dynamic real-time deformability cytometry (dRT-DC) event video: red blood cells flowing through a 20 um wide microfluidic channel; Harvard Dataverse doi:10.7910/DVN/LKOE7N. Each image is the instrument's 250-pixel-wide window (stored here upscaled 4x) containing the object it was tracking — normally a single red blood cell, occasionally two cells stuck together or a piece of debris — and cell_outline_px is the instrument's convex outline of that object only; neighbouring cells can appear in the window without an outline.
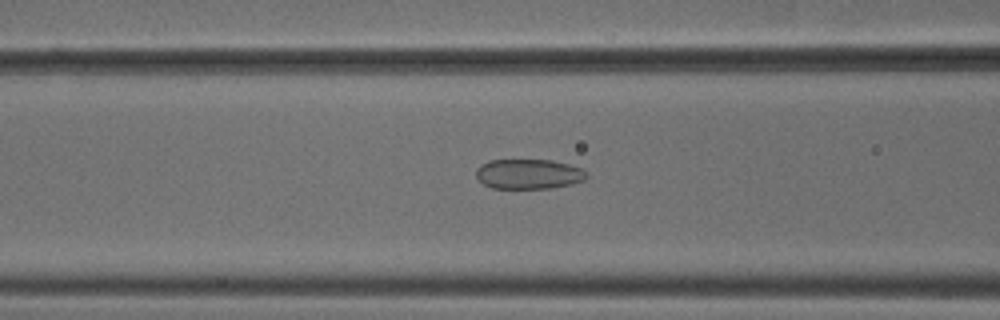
{"species": "common noctule bat (a hibernating species)", "species_latin": "Nyctalus noctula", "temperature_condition": "cold", "stored_images_in_passage": 52, "camera_frame_rate_fps": 3000, "um_per_image_px": 0.085, "animal": {"sex": "male", "body_mass_g": 18.8}, "frame": {"image": 1, "passage_image": 21, "time_ms": 6.667, "image_size_px": [1000, 320], "cell_outline_px": [[588, 176], [584, 180], [572, 184], [552, 188], [492, 188], [484, 184], [476, 176], [476, 168], [480, 164], [488, 160], [552, 160], [568, 164], [580, 168]], "centroid_in_image_um": [44.91, 14.79], "position_along_channel_um": 121.7, "area_um2": 19.25}}
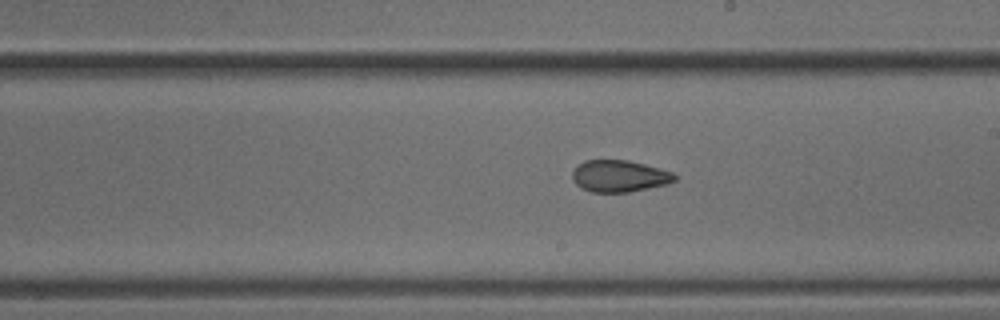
{"frame": {"image": 2, "passage_image": 30, "time_ms": 9.667, "image_size_px": [1000, 320], "cell_outline_px": [[676, 180], [668, 184], [628, 192], [592, 192], [580, 188], [572, 180], [572, 172], [584, 160], [628, 160], [644, 164], [672, 172], [676, 176]], "centroid_in_image_um": [52.63, 14.97], "position_along_channel_um": 236.4, "area_um2": 18.9}}
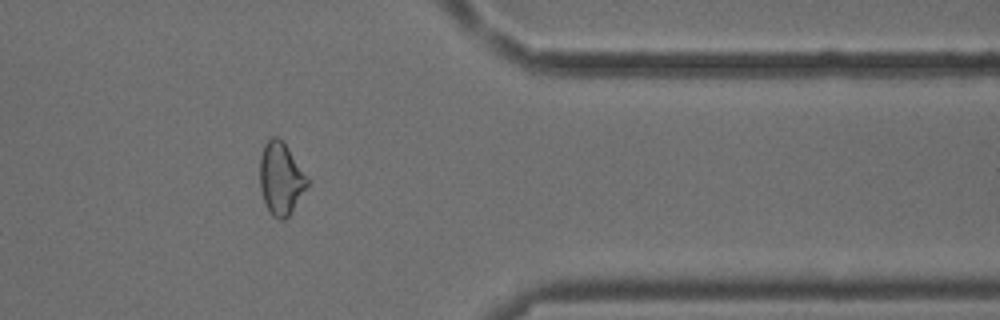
{"frame": {"image": 3, "passage_image": 43, "time_ms": 14.0, "image_size_px": [1000, 320], "cell_outline_px": [[308, 184], [288, 216], [284, 220], [280, 220], [272, 216], [264, 200], [260, 188], [260, 156], [264, 144], [272, 136], [276, 136], [284, 144], [308, 180]], "centroid_in_image_um": [23.82, 15.19], "position_along_channel_um": 387.6, "area_um2": 19.25}, "authors_computed_cell_mechanics": {"area_um2": 20.519, "velocity_mm_per_s": 3.8149, "shape_relaxation_time_tau1_ms": null, "shape_relaxation_time_tau2_ms": 1.7713, "deformation_change_tau1": null, "deformation_change_tau2": 0.0764}}